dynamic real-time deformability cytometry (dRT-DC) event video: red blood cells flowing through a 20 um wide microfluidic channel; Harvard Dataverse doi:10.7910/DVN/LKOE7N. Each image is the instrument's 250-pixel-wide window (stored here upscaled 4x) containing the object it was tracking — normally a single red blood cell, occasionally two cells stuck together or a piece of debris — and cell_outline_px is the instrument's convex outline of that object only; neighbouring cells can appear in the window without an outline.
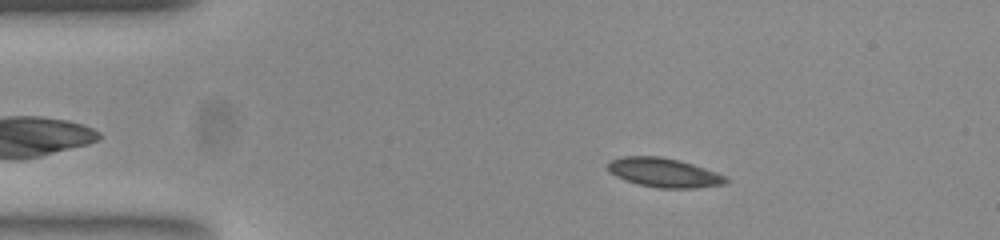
{"species": "common noctule bat (a hibernating species)", "species_latin": "Nyctalus noctula", "temperature_condition": "room temperature", "stored_images_in_passage": 52, "camera_frame_rate_fps": 3000, "um_per_image_px": 0.085, "animal": {"sex": "female", "body_mass_g": 23.0, "forearm_length_mm": 53.4}, "frame": {"image": 1, "passage_image": 9, "time_ms": 2.667, "image_size_px": [1000, 240], "cell_outline_px": [[728, 180], [724, 184], [696, 188], [660, 188], [640, 184], [616, 176], [608, 168], [608, 164], [612, 160], [624, 156], [660, 156], [692, 164], [704, 168], [724, 176]], "centroid_in_image_um": [56.44, 14.67], "position_along_channel_um": 28.6, "area_um2": 19.48}}
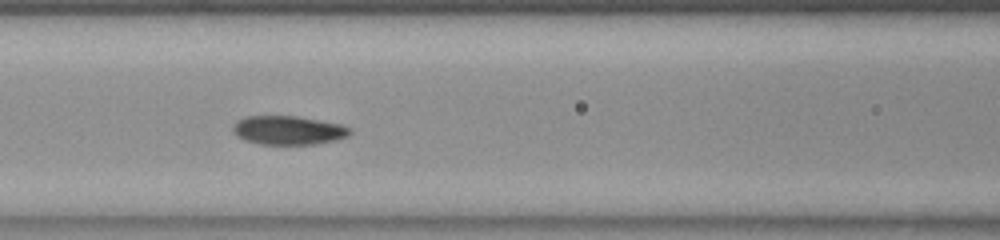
{"frame": {"image": 2, "passage_image": 22, "time_ms": 7.0, "image_size_px": [1000, 240], "cell_outline_px": [[352, 132], [344, 136], [332, 140], [312, 144], [260, 144], [248, 140], [240, 136], [236, 132], [236, 124], [244, 116], [296, 116], [340, 124], [352, 128]], "centroid_in_image_um": [24.56, 11.06], "position_along_channel_um": 142.0, "area_um2": 18.9}}
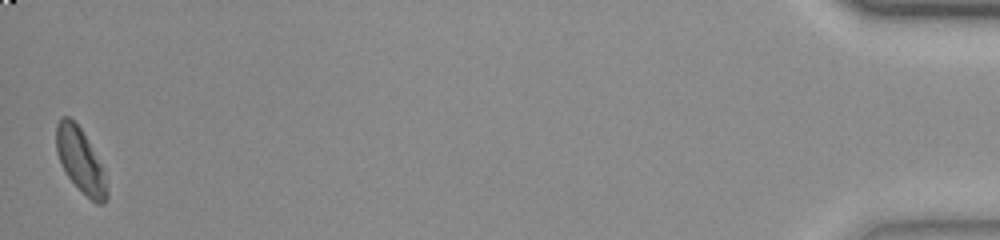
{"frame": {"image": 3, "passage_image": 52, "time_ms": 17.0, "image_size_px": [1000, 240], "cell_outline_px": [[108, 196], [104, 204], [96, 204], [68, 176], [56, 152], [56, 124], [64, 116], [68, 116], [80, 128], [100, 164], [108, 192]], "centroid_in_image_um": [6.81, 13.64], "position_along_channel_um": 428.4, "area_um2": 17.98}, "authors_computed_cell_mechanics": {"area_um2": 19.4497, "velocity_mm_per_s": 3.8488, "shape_relaxation_time_tau1_ms": 3.9272, "shape_relaxation_time_tau2_ms": 2.2028, "deformation_change_tau1": 0.1119, "deformation_change_tau2": 0.0589}}